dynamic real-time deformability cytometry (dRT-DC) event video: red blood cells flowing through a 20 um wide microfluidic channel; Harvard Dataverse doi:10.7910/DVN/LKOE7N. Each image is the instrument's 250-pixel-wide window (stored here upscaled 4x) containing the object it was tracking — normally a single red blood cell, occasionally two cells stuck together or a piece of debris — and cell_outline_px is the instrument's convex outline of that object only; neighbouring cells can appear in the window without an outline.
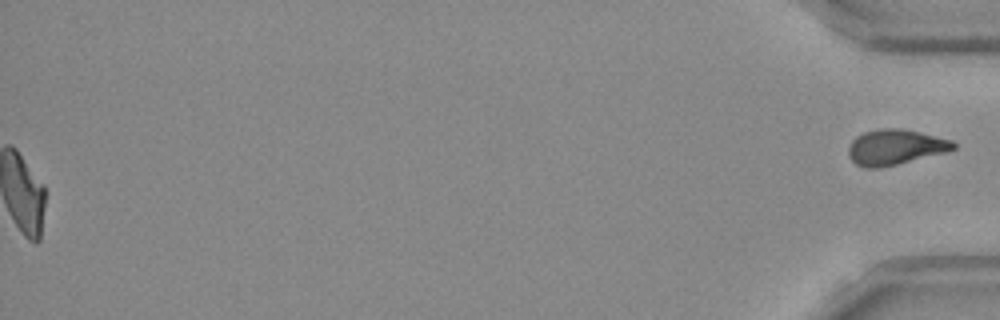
{"species": "Egyptian fruit bat (a non-hibernating species)", "species_latin": "Rousettus aegyptiacus", "temperature_condition": "room temperature", "stored_images_in_passage": 54, "segment_of_instrument_passage": [2, 2], "camera_frame_rate_fps": 3000, "um_per_image_px": 0.085, "frame": {"image": 1, "passage_image": 54, "time_ms": 17.667, "image_size_px": [1000, 320], "cell_outline_px": [[956, 148], [948, 152], [896, 164], [876, 168], [864, 168], [856, 164], [848, 156], [848, 148], [852, 140], [856, 136], [864, 132], [880, 128], [900, 128], [920, 132], [952, 140], [956, 144]], "centroid_in_image_um": [76.1, 12.5], "position_along_channel_um": 359.1, "area_um2": 21.68}}